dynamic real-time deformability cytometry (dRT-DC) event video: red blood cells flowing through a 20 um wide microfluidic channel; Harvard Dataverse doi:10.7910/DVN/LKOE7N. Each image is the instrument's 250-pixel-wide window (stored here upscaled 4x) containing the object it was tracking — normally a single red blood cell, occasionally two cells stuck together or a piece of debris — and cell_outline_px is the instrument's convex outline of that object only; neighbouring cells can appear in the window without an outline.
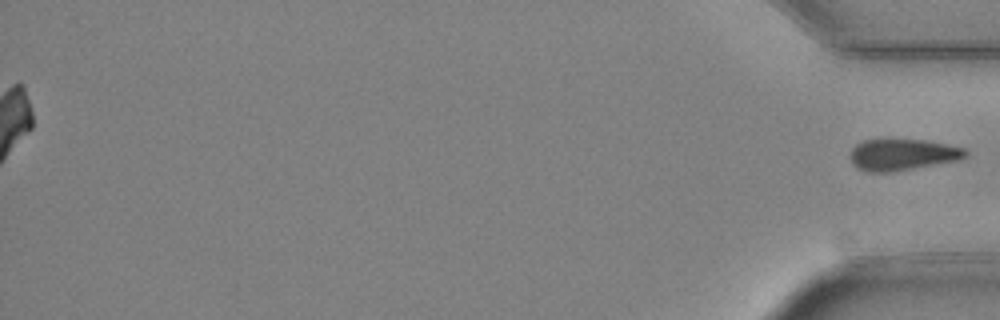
{"species": "Egyptian fruit bat (a non-hibernating species)", "species_latin": "Rousettus aegyptiacus", "temperature_condition": "cold", "stored_images_in_passage": 49, "segment_of_instrument_passage": [2, 2], "camera_frame_rate_fps": 3000, "um_per_image_px": 0.085, "animal": {"sex": "female"}, "frame": {"image": 1, "passage_image": 49, "time_ms": 16.0, "image_size_px": [1000, 320], "cell_outline_px": [[968, 156], [960, 160], [888, 172], [868, 172], [856, 168], [852, 160], [852, 148], [856, 144], [864, 140], [924, 140], [968, 148]], "centroid_in_image_um": [76.77, 13.14], "position_along_channel_um": 358.4, "area_um2": 20.92}}